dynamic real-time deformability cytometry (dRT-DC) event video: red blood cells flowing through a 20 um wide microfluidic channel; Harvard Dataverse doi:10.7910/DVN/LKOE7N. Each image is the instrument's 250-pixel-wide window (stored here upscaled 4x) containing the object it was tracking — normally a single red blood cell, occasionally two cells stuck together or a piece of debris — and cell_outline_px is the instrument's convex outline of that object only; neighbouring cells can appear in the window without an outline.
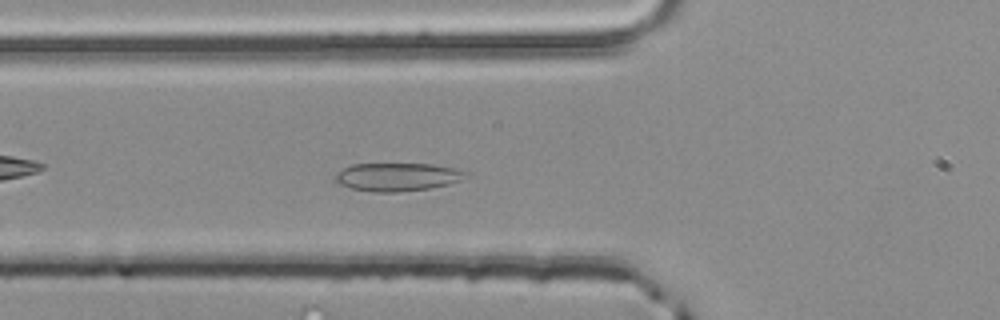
{"species": "common noctule bat (a hibernating species)", "species_latin": "Nyctalus noctula", "temperature_condition": "room temperature", "stored_images_in_passage": 48, "camera_frame_rate_fps": 3000, "um_per_image_px": 0.085, "animal": {"sex": "male", "body_mass_g": 20.4}, "frame": {"image": 1, "passage_image": 15, "time_ms": 4.667, "image_size_px": [1000, 320], "cell_outline_px": [[468, 172], [460, 180], [448, 184], [428, 188], [396, 192], [372, 192], [352, 188], [340, 184], [336, 180], [336, 172], [352, 164], [432, 164], [452, 168]], "centroid_in_image_um": [33.74, 15.03], "position_along_channel_um": 92.1, "area_um2": 21.04}}
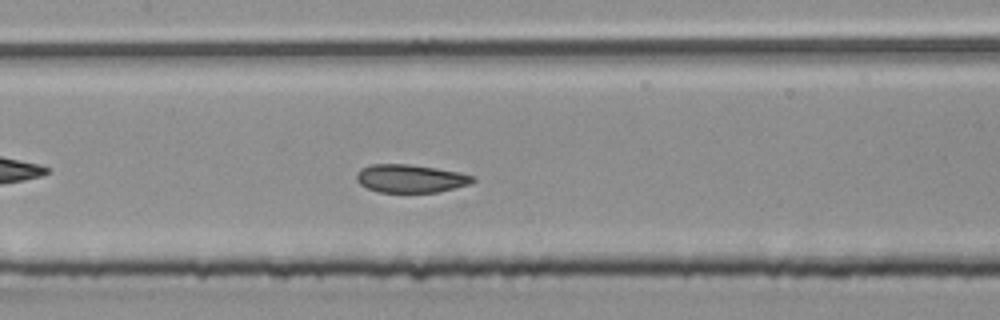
{"frame": {"image": 2, "passage_image": 21, "time_ms": 6.667, "image_size_px": [1000, 320], "cell_outline_px": [[476, 180], [472, 184], [436, 192], [380, 192], [368, 188], [360, 184], [356, 180], [356, 172], [360, 168], [368, 164], [412, 164], [460, 172], [476, 176]], "centroid_in_image_um": [34.91, 15.16], "position_along_channel_um": 172.5, "area_um2": 19.31}}
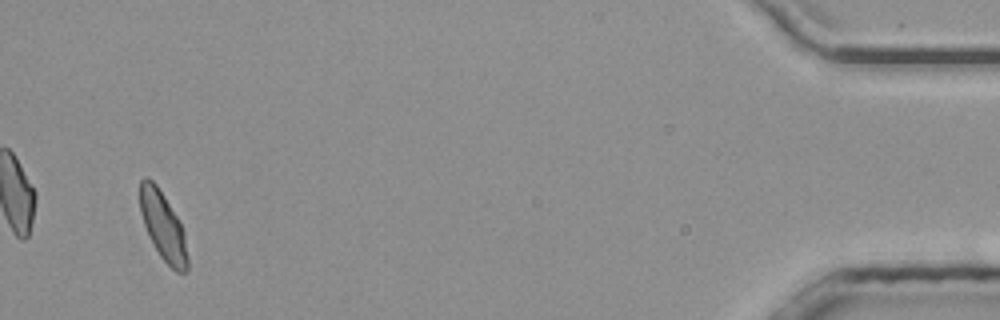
{"frame": {"image": 3, "passage_image": 46, "time_ms": 15.0, "image_size_px": [1000, 320], "cell_outline_px": [[188, 268], [184, 272], [176, 272], [160, 256], [144, 224], [140, 212], [140, 180], [144, 176], [148, 176], [156, 184], [180, 220], [184, 232], [188, 256]], "centroid_in_image_um": [13.87, 19.19], "position_along_channel_um": 421.3, "area_um2": 18.84}, "authors_computed_cell_mechanics": {"area_um2": 19.5942, "velocity_mm_per_s": 4.0024, "shape_relaxation_time_tau1_ms": 4.3137, "shape_relaxation_time_tau2_ms": 1.1574, "deformation_change_tau1": 0.095, "deformation_change_tau2": 0.0448}}